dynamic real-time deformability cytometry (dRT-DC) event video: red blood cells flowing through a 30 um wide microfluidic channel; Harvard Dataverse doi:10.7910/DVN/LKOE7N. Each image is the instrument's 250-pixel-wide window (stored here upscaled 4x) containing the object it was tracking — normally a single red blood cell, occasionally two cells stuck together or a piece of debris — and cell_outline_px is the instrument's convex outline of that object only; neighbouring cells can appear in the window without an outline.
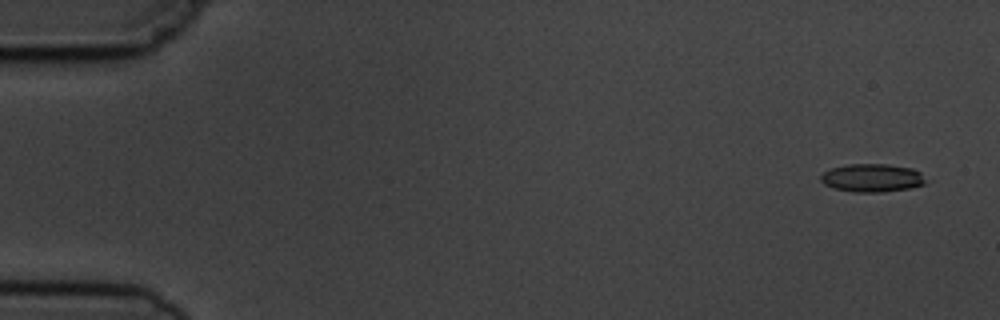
{"species": "common noctule bat (a hibernating species)", "species_latin": "Nyctalus noctula", "temperature_condition": "cold", "stored_images_in_passage": 5, "camera_frame_rate_fps": 3000, "um_per_image_px": 0.085, "animal": {"sex": "male", "body_mass_g": 19.5, "forearm_length_mm": 54.6}, "frame": {"image": 1, "passage_image": 1, "time_ms": 0.0, "image_size_px": [1000, 320], "cell_outline_px": [[924, 184], [908, 188], [884, 192], [852, 192], [832, 188], [824, 184], [820, 180], [820, 176], [824, 172], [832, 168], [848, 164], [888, 164], [912, 168], [920, 172], [924, 180]], "centroid_in_image_um": [74.08, 15.12], "position_along_channel_um": 10.9, "area_um2": 17.17}}
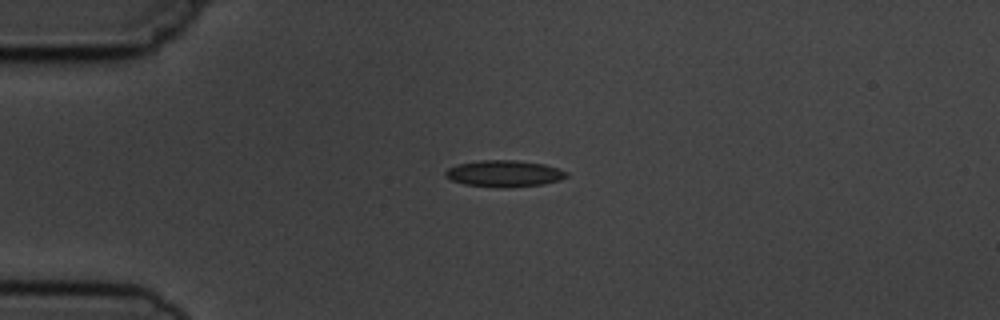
{"frame": {"image": 2, "passage_image": 4, "time_ms": 3.667, "image_size_px": [1000, 320], "cell_outline_px": [[568, 176], [560, 180], [544, 184], [504, 188], [500, 188], [464, 184], [452, 180], [444, 176], [444, 172], [448, 168], [456, 164], [480, 160], [516, 160], [544, 164], [568, 172]], "centroid_in_image_um": [42.84, 14.75], "position_along_channel_um": 42.2, "area_um2": 18.84}}